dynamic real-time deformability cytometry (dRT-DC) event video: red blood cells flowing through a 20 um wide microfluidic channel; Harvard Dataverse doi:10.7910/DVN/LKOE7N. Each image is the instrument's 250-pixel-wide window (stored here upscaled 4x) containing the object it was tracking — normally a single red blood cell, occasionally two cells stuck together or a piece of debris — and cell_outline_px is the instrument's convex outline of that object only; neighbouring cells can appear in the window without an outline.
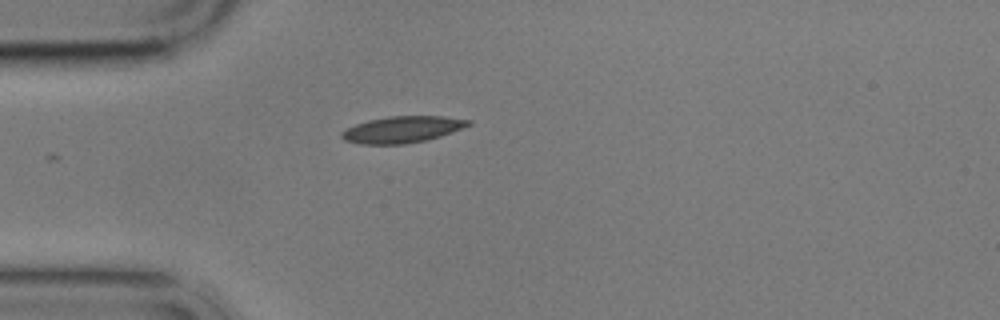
{"species": "common noctule bat (a hibernating species)", "species_latin": "Nyctalus noctula", "temperature_condition": "cold", "stored_images_in_passage": 2, "camera_frame_rate_fps": 3000, "um_per_image_px": 0.085, "animal": {"sex": "male", "body_mass_g": 17.9}, "frame": {"image": 1, "passage_image": 1, "time_ms": 0.0, "image_size_px": [1000, 320], "cell_outline_px": [[472, 124], [452, 132], [428, 140], [404, 144], [360, 144], [344, 140], [340, 136], [340, 132], [356, 124], [368, 120], [388, 116], [444, 116], [472, 120]], "centroid_in_image_um": [34.2, 11.0], "position_along_channel_um": 50.8, "area_um2": 19.65}}